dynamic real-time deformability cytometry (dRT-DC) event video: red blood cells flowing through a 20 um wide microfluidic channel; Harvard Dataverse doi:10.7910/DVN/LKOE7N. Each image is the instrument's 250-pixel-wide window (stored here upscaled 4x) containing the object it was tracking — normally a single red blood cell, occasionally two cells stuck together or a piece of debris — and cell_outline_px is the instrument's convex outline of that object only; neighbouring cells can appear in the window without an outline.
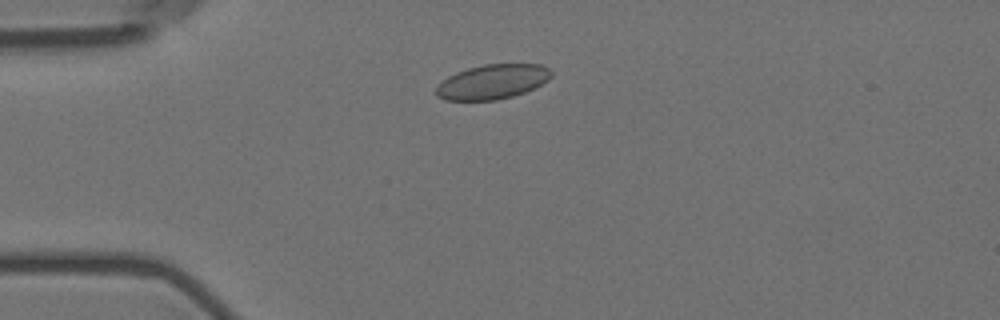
{"species": "Egyptian fruit bat (a non-hibernating species)", "species_latin": "Rousettus aegyptiacus", "temperature_condition": "room temperature", "stored_images_in_passage": 51, "camera_frame_rate_fps": 3000, "um_per_image_px": 0.085, "animal": {"sex": "female"}, "frame": {"image": 1, "passage_image": 9, "time_ms": 2.667, "image_size_px": [1000, 320], "cell_outline_px": [[552, 76], [548, 80], [524, 92], [512, 96], [496, 100], [444, 100], [436, 96], [436, 88], [448, 76], [456, 72], [468, 68], [484, 64], [540, 64], [548, 68], [552, 72]], "centroid_in_image_um": [41.85, 6.95], "position_along_channel_um": 43.2, "area_um2": 23.06}}
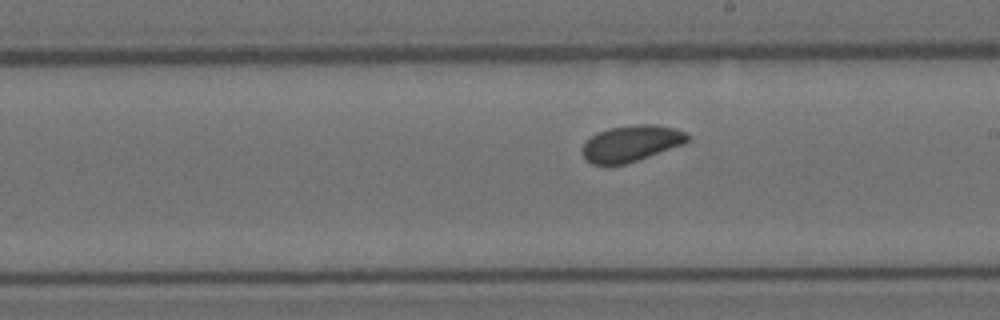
{"frame": {"image": 2, "passage_image": 27, "time_ms": 8.667, "image_size_px": [1000, 320], "cell_outline_px": [[692, 140], [684, 144], [624, 164], [592, 164], [584, 160], [584, 144], [596, 132], [608, 128], [632, 124], [656, 124], [676, 128], [692, 136]], "centroid_in_image_um": [53.7, 12.16], "position_along_channel_um": 235.3, "area_um2": 22.2}}
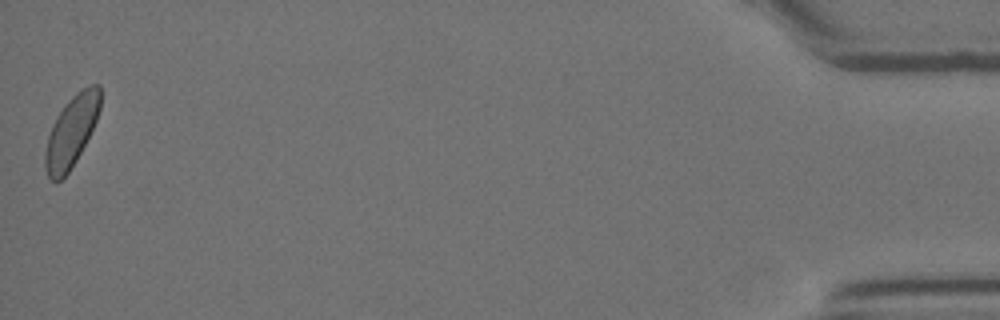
{"frame": {"image": 3, "passage_image": 51, "time_ms": 16.667, "image_size_px": [1000, 320], "cell_outline_px": [[100, 108], [96, 120], [76, 160], [68, 172], [56, 184], [48, 176], [44, 168], [44, 152], [48, 136], [52, 124], [56, 116], [64, 104], [76, 92], [88, 84], [100, 84]], "centroid_in_image_um": [6.04, 11.15], "position_along_channel_um": 429.2, "area_um2": 22.77}, "authors_computed_cell_mechanics": {"area_um2": 22.7732, "velocity_mm_per_s": 3.5864, "shape_relaxation_time_tau1_ms": 2.1405, "shape_relaxation_time_tau2_ms": null, "deformation_change_tau1": 0.0395, "deformation_change_tau2": null}}